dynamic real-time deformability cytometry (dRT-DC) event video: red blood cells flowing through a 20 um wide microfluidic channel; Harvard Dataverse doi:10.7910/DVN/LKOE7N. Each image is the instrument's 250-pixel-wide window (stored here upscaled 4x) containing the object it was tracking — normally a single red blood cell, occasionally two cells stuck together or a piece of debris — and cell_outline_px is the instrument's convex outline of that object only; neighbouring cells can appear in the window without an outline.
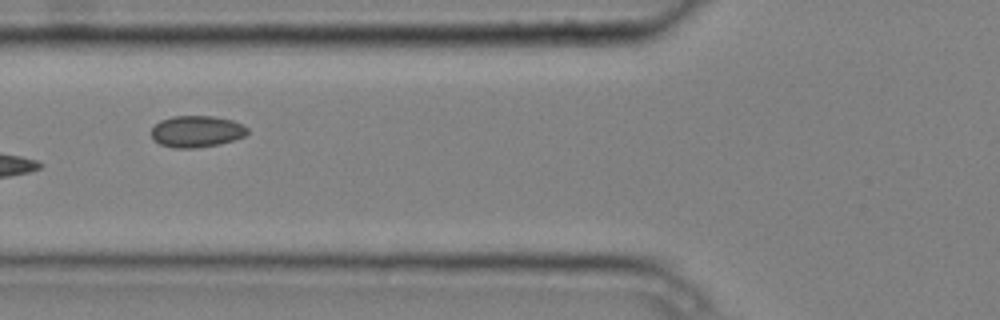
{"species": "common noctule bat (a hibernating species)", "species_latin": "Nyctalus noctula", "temperature_condition": "cold", "stored_images_in_passage": 5, "camera_frame_rate_fps": 3000, "um_per_image_px": 0.085, "animal": {"sex": "male", "body_mass_g": 20.4}, "frame": {"image": 1, "passage_image": 4, "time_ms": 1.0, "image_size_px": [1000, 320], "cell_outline_px": [[248, 132], [244, 136], [220, 144], [196, 148], [172, 148], [160, 144], [152, 140], [152, 128], [160, 120], [172, 116], [212, 116], [232, 120], [244, 124], [248, 128]], "centroid_in_image_um": [16.7, 11.17], "position_along_channel_um": 109.1, "area_um2": 17.8}}
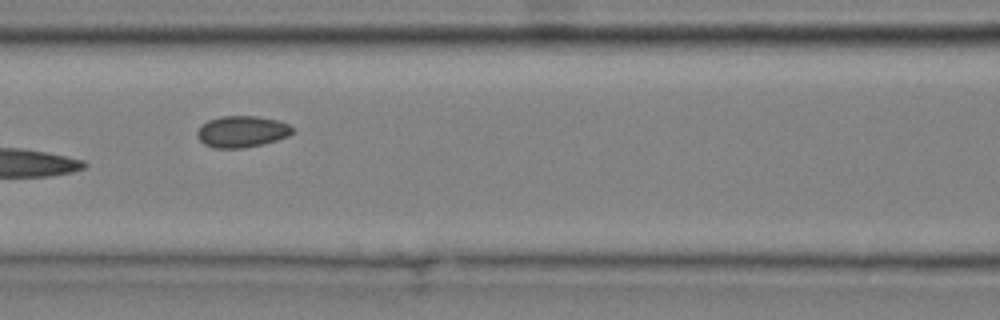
{"frame": {"image": 2, "passage_image": 5, "time_ms": 1.333, "image_size_px": [1000, 320], "cell_outline_px": [[296, 132], [288, 136], [276, 140], [260, 144], [240, 148], [212, 148], [204, 144], [196, 136], [196, 132], [200, 124], [208, 120], [220, 116], [256, 116], [280, 120], [288, 124]], "centroid_in_image_um": [20.53, 11.17], "position_along_channel_um": 146.1, "area_um2": 17.63}}